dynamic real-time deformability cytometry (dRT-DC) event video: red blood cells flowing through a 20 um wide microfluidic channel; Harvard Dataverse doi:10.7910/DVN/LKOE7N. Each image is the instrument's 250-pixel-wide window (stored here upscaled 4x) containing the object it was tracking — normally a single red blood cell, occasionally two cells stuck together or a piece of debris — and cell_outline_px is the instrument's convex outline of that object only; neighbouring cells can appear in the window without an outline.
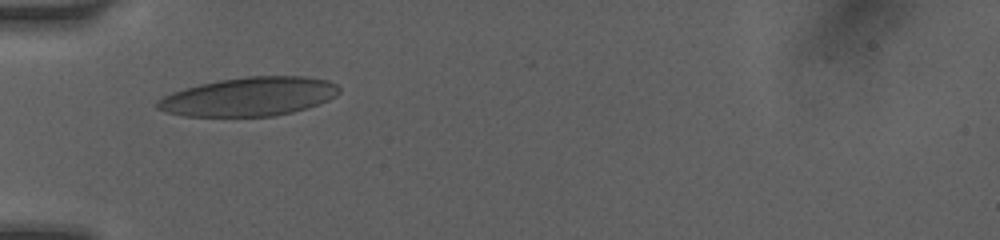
{"species": "human", "species_latin": "Homo sapiens", "temperature_condition": "room temperature", "stored_images_in_passage": 7, "camera_frame_rate_fps": 3000, "um_per_image_px": 0.085, "donor": {"sex": "female"}, "frame": {"image": 1, "passage_image": 1, "time_ms": 0.0, "image_size_px": [1000, 240], "cell_outline_px": [[340, 92], [336, 96], [328, 100], [292, 112], [272, 116], [184, 116], [164, 112], [156, 108], [156, 100], [172, 92], [184, 88], [200, 84], [220, 80], [248, 76], [304, 76], [328, 80], [336, 84], [340, 88]], "centroid_in_image_um": [21.15, 8.21], "position_along_channel_um": 63.8, "area_um2": 41.04}}
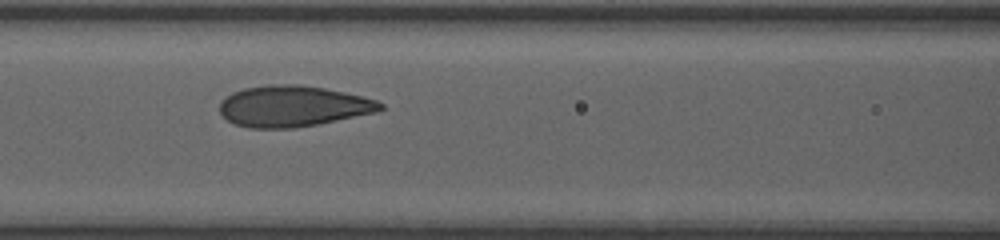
{"frame": {"image": 2, "passage_image": 3, "time_ms": 2.0, "image_size_px": [1000, 240], "cell_outline_px": [[384, 108], [380, 112], [316, 124], [292, 128], [252, 128], [236, 124], [228, 120], [220, 112], [220, 100], [224, 96], [232, 92], [244, 88], [268, 84], [300, 84], [324, 88], [344, 92], [376, 100], [384, 104]], "centroid_in_image_um": [24.9, 9.01], "position_along_channel_um": 141.7, "area_um2": 38.49}}
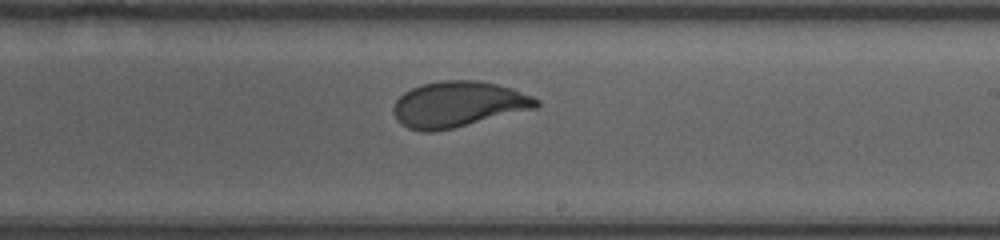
{"frame": {"image": 3, "passage_image": 7, "time_ms": 4.667, "image_size_px": [1000, 240], "cell_outline_px": [[540, 104], [536, 108], [452, 128], [432, 132], [420, 132], [408, 128], [400, 124], [396, 120], [392, 112], [392, 108], [396, 100], [404, 92], [420, 84], [440, 80], [476, 80], [496, 84], [512, 88], [532, 96], [540, 100]], "centroid_in_image_um": [38.9, 8.86], "position_along_channel_um": 250.1, "area_um2": 38.21}}